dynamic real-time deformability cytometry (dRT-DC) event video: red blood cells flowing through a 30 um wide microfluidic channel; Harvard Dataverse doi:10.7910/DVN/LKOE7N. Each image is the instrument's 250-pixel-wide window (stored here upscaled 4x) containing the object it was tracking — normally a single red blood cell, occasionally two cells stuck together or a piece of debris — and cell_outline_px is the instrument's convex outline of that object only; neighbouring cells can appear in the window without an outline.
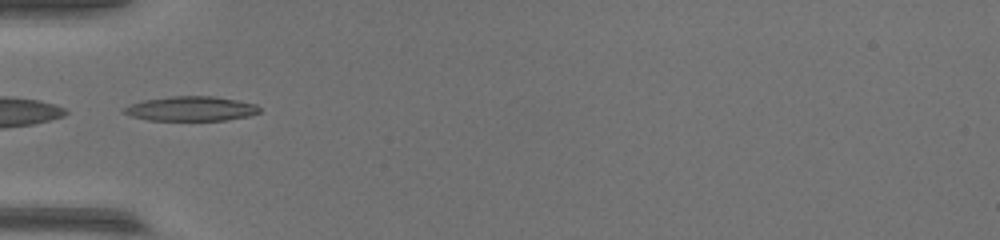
{"species": "common noctule bat (a hibernating species)", "species_latin": "Nyctalus noctula", "temperature_condition": "warm", "stored_images_in_passage": 35, "camera_frame_rate_fps": 3000, "um_per_image_px": 0.085, "animal": {"sex": "female", "body_mass_g": 17.0, "forearm_length_mm": 48.0}, "frame": {"image": 1, "passage_image": 1, "time_ms": 0.0, "image_size_px": [1000, 240], "cell_outline_px": [[260, 112], [248, 116], [224, 120], [148, 120], [132, 116], [120, 112], [124, 108], [132, 104], [144, 100], [172, 96], [212, 96], [236, 100], [256, 104], [260, 108]], "centroid_in_image_um": [16.23, 9.24], "position_along_channel_um": 68.8, "area_um2": 19.25}}
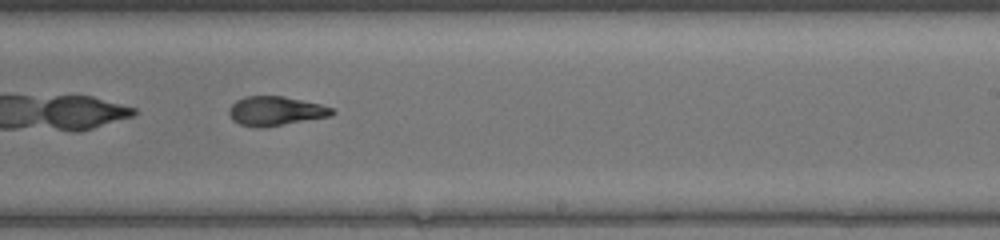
{"frame": {"image": 2, "passage_image": 16, "time_ms": 5.0, "image_size_px": [1000, 240], "cell_outline_px": [[336, 112], [332, 116], [260, 128], [256, 128], [240, 124], [232, 120], [228, 112], [228, 108], [236, 100], [244, 96], [284, 96], [320, 104], [332, 108]], "centroid_in_image_um": [23.4, 9.43], "position_along_channel_um": 265.6, "area_um2": 17.63}}